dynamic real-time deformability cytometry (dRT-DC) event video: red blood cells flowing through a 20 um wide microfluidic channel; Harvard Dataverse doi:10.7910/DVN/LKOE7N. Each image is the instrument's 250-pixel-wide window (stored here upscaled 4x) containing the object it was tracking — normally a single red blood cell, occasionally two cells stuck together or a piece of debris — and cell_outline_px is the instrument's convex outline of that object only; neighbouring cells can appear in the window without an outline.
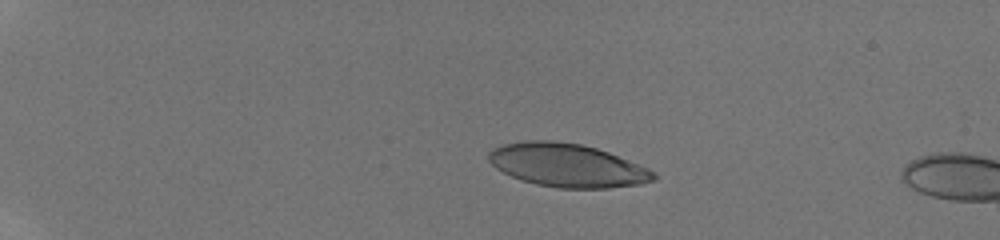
{"species": "human", "species_latin": "Homo sapiens", "temperature_condition": "room temperature", "stored_images_in_passage": 7, "camera_frame_rate_fps": 3000, "um_per_image_px": 0.085, "donor": {"sex": "male"}, "frame": {"image": 1, "passage_image": 5, "time_ms": 1.333, "image_size_px": [1000, 240], "cell_outline_px": [[656, 180], [640, 184], [608, 188], [556, 188], [536, 184], [520, 180], [496, 168], [488, 160], [488, 152], [492, 148], [504, 144], [524, 140], [552, 140], [580, 144], [596, 148], [608, 152], [648, 168], [656, 172]], "centroid_in_image_um": [48.2, 14.05], "position_along_channel_um": 36.8, "area_um2": 41.73}}